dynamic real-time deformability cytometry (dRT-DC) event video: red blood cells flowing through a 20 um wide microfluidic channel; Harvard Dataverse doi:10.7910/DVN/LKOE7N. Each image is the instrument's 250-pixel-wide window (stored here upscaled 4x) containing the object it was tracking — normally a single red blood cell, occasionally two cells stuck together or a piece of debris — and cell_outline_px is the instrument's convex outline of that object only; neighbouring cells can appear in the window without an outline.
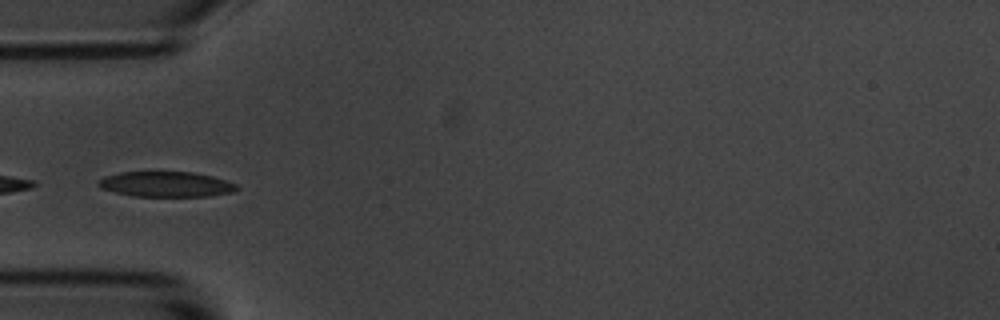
{"species": "common noctule bat (a hibernating species)", "species_latin": "Nyctalus noctula", "temperature_condition": "room temperature", "stored_images_in_passage": 6, "camera_frame_rate_fps": 3000, "um_per_image_px": 0.085, "animal": {"sex": "male", "body_mass_g": 20.1, "forearm_length_mm": 53.5}, "frame": {"image": 1, "passage_image": 5, "time_ms": 4.667, "image_size_px": [1000, 320], "cell_outline_px": [[240, 188], [236, 192], [208, 196], [132, 196], [100, 188], [96, 184], [104, 176], [120, 172], [192, 172], [212, 176], [236, 184]], "centroid_in_image_um": [14.13, 15.66], "position_along_channel_um": 70.9, "area_um2": 20.4}}